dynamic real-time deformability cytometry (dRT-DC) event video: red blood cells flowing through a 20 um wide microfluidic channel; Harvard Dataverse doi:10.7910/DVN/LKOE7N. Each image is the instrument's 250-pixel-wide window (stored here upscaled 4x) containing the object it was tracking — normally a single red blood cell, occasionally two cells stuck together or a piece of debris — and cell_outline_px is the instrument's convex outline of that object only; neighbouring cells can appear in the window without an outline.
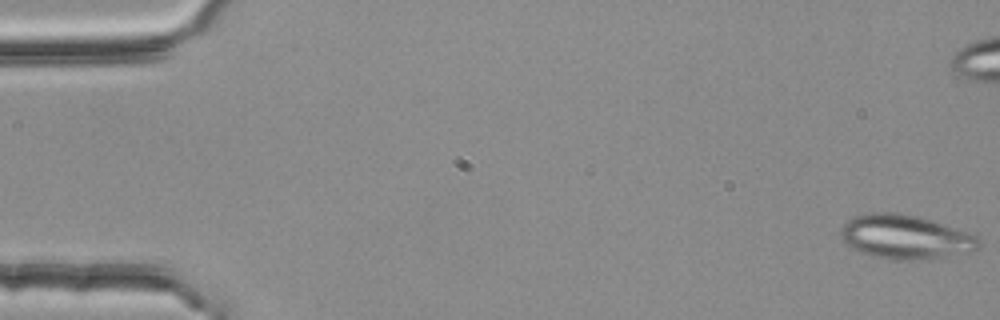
{"species": "common noctule bat (a hibernating species)", "species_latin": "Nyctalus noctula", "temperature_condition": "room temperature", "stored_images_in_passage": 54, "segment_of_instrument_passage": [1, 2], "camera_frame_rate_fps": 3000, "um_per_image_px": 0.085, "animal": {"sex": "female", "body_mass_g": 25.1}, "frame": {"image": 1, "passage_image": 1, "time_ms": 0.0, "image_size_px": [1000, 320], "cell_outline_px": [[980, 248], [936, 256], [912, 260], [896, 260], [872, 256], [852, 248], [844, 240], [840, 232], [840, 228], [848, 220], [856, 216], [868, 212], [896, 212], [920, 216], [980, 236]], "centroid_in_image_um": [76.92, 20.1], "position_along_channel_um": 8.1, "area_um2": 34.91}}